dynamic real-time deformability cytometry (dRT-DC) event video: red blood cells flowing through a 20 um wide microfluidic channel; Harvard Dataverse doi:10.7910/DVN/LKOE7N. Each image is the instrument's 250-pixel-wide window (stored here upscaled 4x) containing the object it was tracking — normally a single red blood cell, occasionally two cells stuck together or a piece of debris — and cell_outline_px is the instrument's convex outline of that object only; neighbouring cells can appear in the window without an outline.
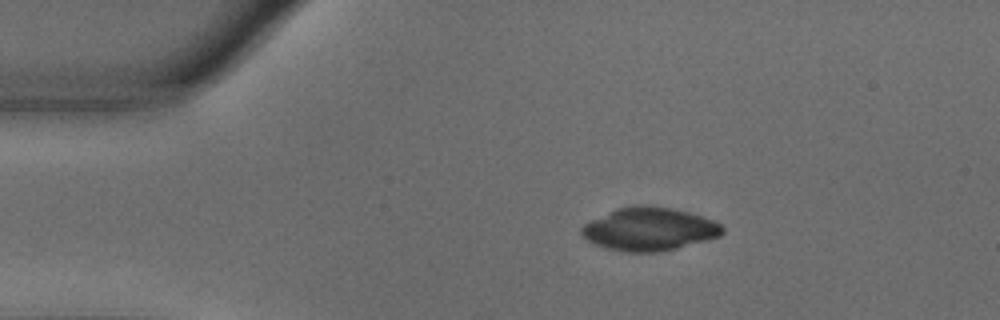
{"species": "common noctule bat (a hibernating species)", "species_latin": "Nyctalus noctula", "temperature_condition": "warm", "stored_images_in_passage": 46, "camera_frame_rate_fps": 3000, "um_per_image_px": 0.085, "animal": {"sex": "male", "body_mass_g": 18.8}, "frame": {"image": 1, "passage_image": 1, "time_ms": 0.0, "image_size_px": [1000, 320], "cell_outline_px": [[724, 232], [720, 236], [708, 240], [660, 252], [628, 252], [608, 248], [596, 244], [588, 240], [580, 232], [580, 228], [584, 224], [616, 208], [640, 204], [672, 208], [688, 212], [712, 220], [720, 224], [724, 228]], "centroid_in_image_um": [55.2, 19.47], "position_along_channel_um": 29.8, "area_um2": 35.14}}
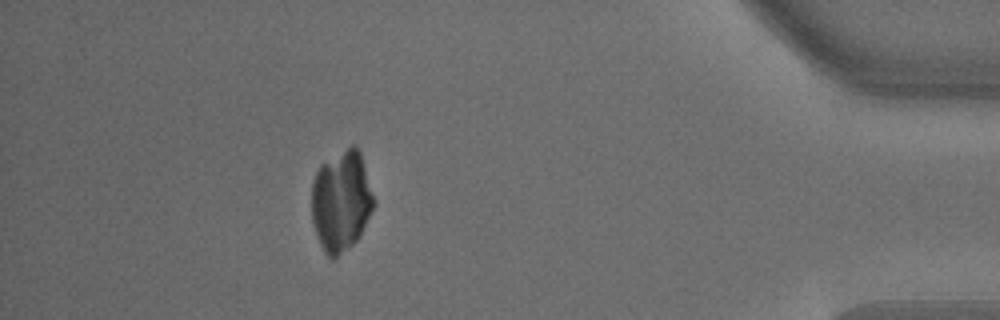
{"frame": {"image": 2, "passage_image": 40, "time_ms": 13.0, "image_size_px": [1000, 320], "cell_outline_px": [[376, 204], [356, 240], [352, 244], [332, 260], [324, 252], [320, 244], [312, 220], [312, 184], [316, 172], [320, 164], [352, 144], [356, 144], [360, 152], [376, 200]], "centroid_in_image_um": [29.01, 17.05], "position_along_channel_um": 406.2, "area_um2": 36.47}}